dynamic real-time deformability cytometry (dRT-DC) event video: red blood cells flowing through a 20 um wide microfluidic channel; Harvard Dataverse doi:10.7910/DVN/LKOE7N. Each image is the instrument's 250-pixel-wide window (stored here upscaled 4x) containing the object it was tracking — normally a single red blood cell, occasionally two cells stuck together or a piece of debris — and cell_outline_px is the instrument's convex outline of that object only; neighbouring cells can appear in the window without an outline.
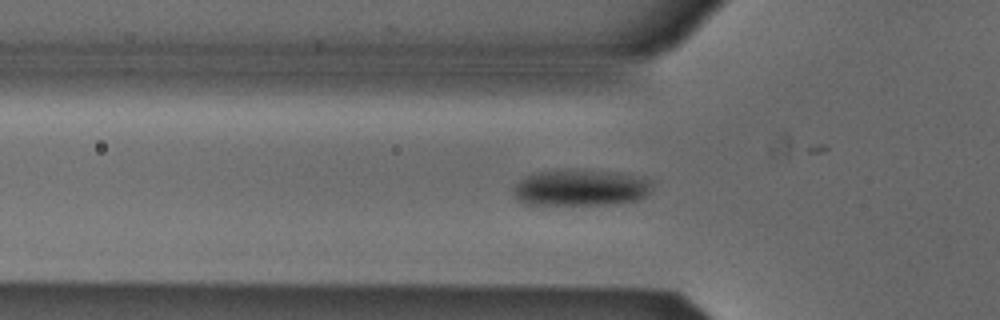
{"species": "Egyptian fruit bat (a non-hibernating species)", "species_latin": "Rousettus aegyptiacus", "temperature_condition": "cold", "stored_images_in_passage": 40, "camera_frame_rate_fps": 3000, "um_per_image_px": 0.085, "animal": {"sex": "male"}, "frame": {"image": 1, "passage_image": 4, "time_ms": 1.0, "image_size_px": [1000, 320], "cell_outline_px": [[652, 184], [648, 192], [640, 200], [616, 204], [524, 204], [516, 200], [512, 196], [512, 188], [524, 176], [540, 172], [568, 168], [616, 172], [644, 176], [652, 180]], "centroid_in_image_um": [49.35, 15.94], "position_along_channel_um": 76.4, "area_um2": 30.06}}
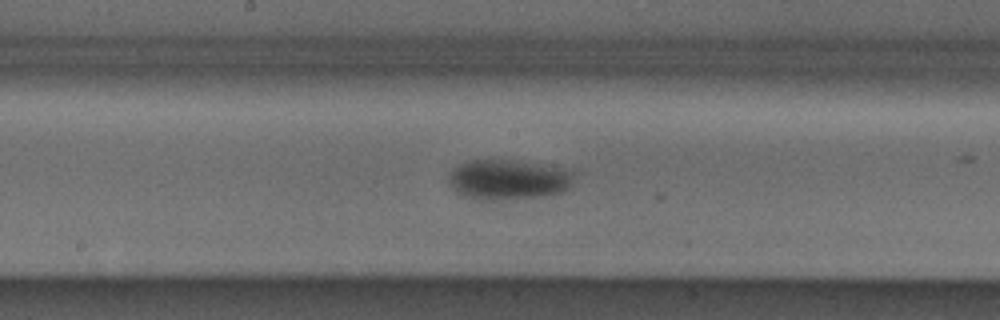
{"frame": {"image": 2, "passage_image": 14, "time_ms": 4.333, "image_size_px": [1000, 320], "cell_outline_px": [[576, 172], [568, 188], [564, 192], [540, 196], [484, 200], [480, 200], [464, 196], [456, 192], [448, 184], [448, 176], [460, 164], [472, 160], [508, 160], [576, 168]], "centroid_in_image_um": [43.27, 15.25], "position_along_channel_um": 204.9, "area_um2": 29.42}}
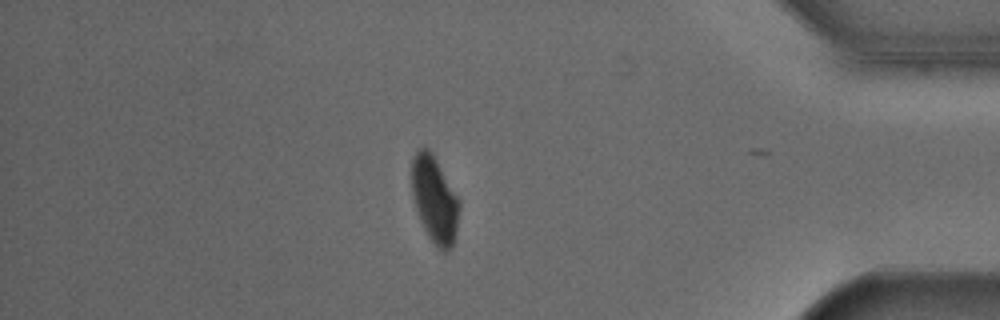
{"frame": {"image": 3, "passage_image": 32, "time_ms": 10.333, "image_size_px": [1000, 320], "cell_outline_px": [[460, 208], [456, 232], [452, 248], [444, 252], [436, 248], [428, 236], [424, 228], [416, 208], [412, 196], [412, 160], [416, 152], [420, 148], [428, 148], [432, 152], [460, 200]], "centroid_in_image_um": [36.96, 16.98], "position_along_channel_um": 398.2, "area_um2": 23.99}, "authors_computed_cell_mechanics": {"area_um2": 28.4087, "velocity_mm_per_s": 3.855, "shape_relaxation_time_tau1_ms": 2.6486, "shape_relaxation_time_tau2_ms": null, "deformation_change_tau1": 0.0859, "deformation_change_tau2": null}}